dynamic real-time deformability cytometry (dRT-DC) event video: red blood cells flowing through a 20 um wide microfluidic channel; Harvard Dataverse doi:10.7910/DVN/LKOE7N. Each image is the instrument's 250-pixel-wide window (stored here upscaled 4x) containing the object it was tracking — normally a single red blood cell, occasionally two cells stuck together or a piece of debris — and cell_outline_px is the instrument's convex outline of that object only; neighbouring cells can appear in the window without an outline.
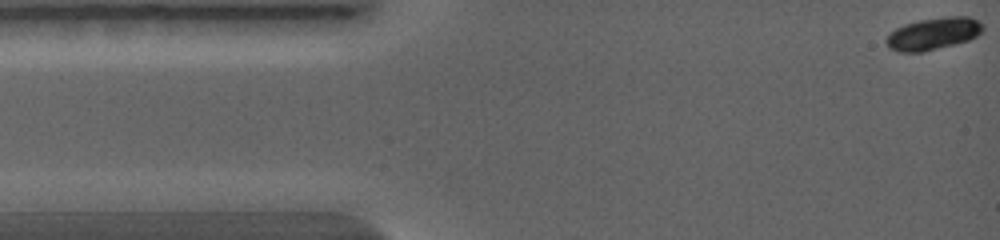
{"species": "common noctule bat (a hibernating species)", "species_latin": "Nyctalus noctula", "temperature_condition": "warm", "stored_images_in_passage": 61, "camera_frame_rate_fps": 5000, "um_per_image_px": 0.085, "animal": {"sex": "female", "body_mass_g": 19.0, "forearm_length_mm": 56.7}, "frame": {"image": 1, "passage_image": 1, "time_ms": 0.0, "image_size_px": [1000, 240], "cell_outline_px": [[984, 28], [976, 36], [968, 40], [924, 52], [896, 52], [888, 48], [884, 40], [888, 32], [904, 24], [920, 20], [948, 16], [968, 16], [984, 24]], "centroid_in_image_um": [79.27, 2.87], "position_along_channel_um": 5.7, "area_um2": 18.26}}
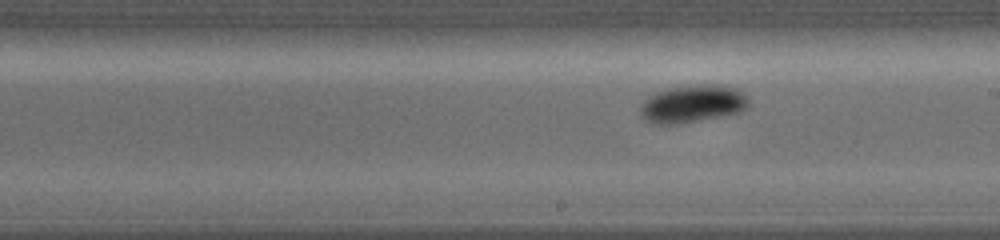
{"frame": {"image": 2, "passage_image": 36, "time_ms": 5.8, "image_size_px": [1000, 240], "cell_outline_px": [[748, 108], [740, 112], [680, 124], [652, 124], [644, 120], [640, 116], [640, 104], [648, 96], [656, 92], [668, 88], [700, 84], [712, 84], [736, 88], [748, 100]], "centroid_in_image_um": [58.8, 8.84], "position_along_channel_um": 230.2, "area_um2": 23.81}}
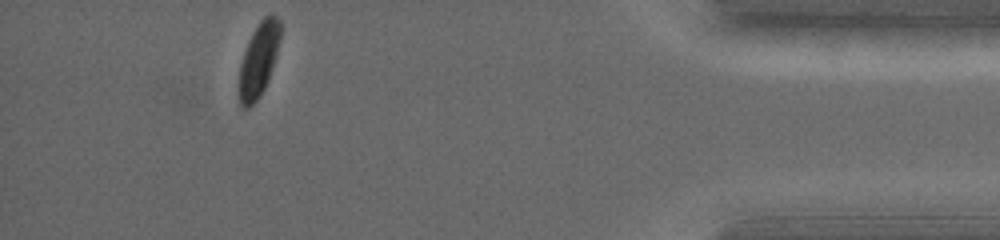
{"frame": {"image": 3, "passage_image": 61, "time_ms": 10.2, "image_size_px": [1000, 240], "cell_outline_px": [[280, 36], [276, 52], [268, 80], [260, 96], [248, 108], [240, 108], [240, 64], [248, 40], [252, 32], [260, 20], [268, 12], [272, 12], [280, 20]], "centroid_in_image_um": [21.99, 5.02], "position_along_channel_um": 413.2, "area_um2": 17.51}}